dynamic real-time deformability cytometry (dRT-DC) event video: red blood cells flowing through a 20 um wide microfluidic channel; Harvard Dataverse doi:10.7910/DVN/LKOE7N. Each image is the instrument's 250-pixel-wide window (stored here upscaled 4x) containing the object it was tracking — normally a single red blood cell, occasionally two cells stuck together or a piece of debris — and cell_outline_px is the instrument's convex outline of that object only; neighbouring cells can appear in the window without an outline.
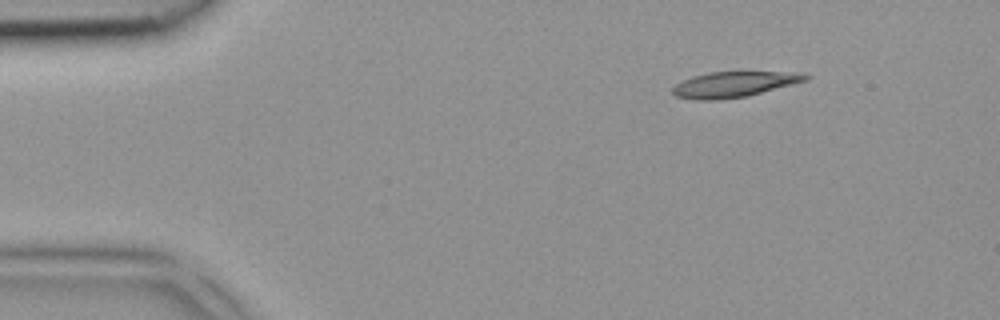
{"species": "common noctule bat (a hibernating species)", "species_latin": "Nyctalus noctula", "temperature_condition": "room temperature", "stored_images_in_passage": 3, "camera_frame_rate_fps": 3000, "um_per_image_px": 0.085, "animal": {"sex": "female", "body_mass_g": 18.4}, "frame": {"image": 1, "passage_image": 1, "time_ms": 0.0, "image_size_px": [1000, 320], "cell_outline_px": [[812, 76], [808, 80], [748, 96], [720, 100], [696, 100], [676, 96], [672, 92], [672, 88], [676, 84], [692, 76], [712, 72], [800, 72]], "centroid_in_image_um": [62.42, 7.17], "position_along_channel_um": 22.6, "area_um2": 19.83}}